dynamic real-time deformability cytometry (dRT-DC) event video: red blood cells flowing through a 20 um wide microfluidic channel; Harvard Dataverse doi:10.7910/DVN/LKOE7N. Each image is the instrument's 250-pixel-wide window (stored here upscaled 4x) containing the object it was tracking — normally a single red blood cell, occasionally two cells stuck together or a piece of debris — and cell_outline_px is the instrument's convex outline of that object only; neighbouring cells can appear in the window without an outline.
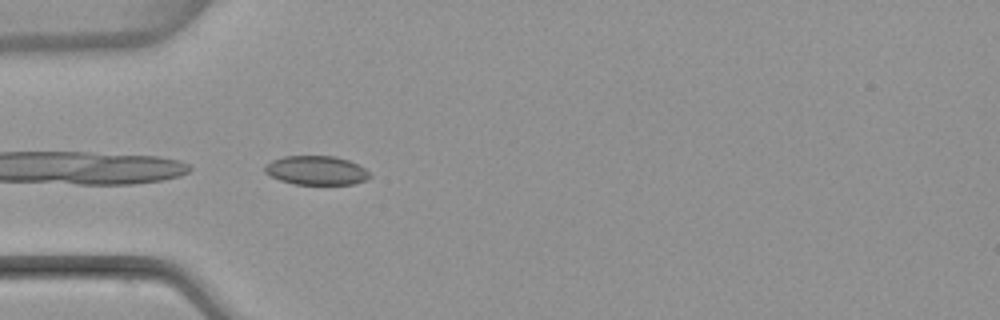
{"species": "common noctule bat (a hibernating species)", "species_latin": "Nyctalus noctula", "temperature_condition": "warm", "stored_images_in_passage": 8, "camera_frame_rate_fps": 3000, "um_per_image_px": 0.085, "animal": {"sex": "female", "body_mass_g": 22.7, "forearm_length_mm": 54.2}, "frame": {"image": 1, "passage_image": 1, "time_ms": 0.0, "image_size_px": [1000, 320], "cell_outline_px": [[372, 176], [368, 180], [356, 184], [296, 184], [280, 180], [264, 172], [264, 164], [272, 160], [284, 156], [336, 156], [348, 160], [364, 168]], "centroid_in_image_um": [26.89, 14.48], "position_along_channel_um": 58.1, "area_um2": 17.8}}